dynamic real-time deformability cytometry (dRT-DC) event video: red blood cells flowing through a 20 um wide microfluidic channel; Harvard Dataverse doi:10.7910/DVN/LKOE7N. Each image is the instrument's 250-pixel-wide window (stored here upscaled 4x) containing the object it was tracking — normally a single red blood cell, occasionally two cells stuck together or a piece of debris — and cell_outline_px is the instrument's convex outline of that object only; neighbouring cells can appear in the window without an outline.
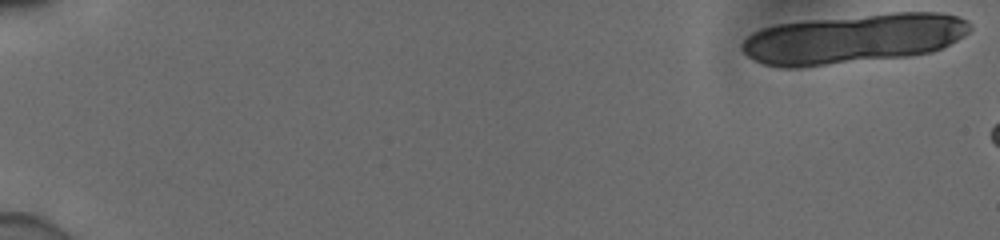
{"species": "human", "species_latin": "Homo sapiens", "temperature_condition": "cold", "stored_images_in_passage": 13, "camera_frame_rate_fps": 3000, "um_per_image_px": 0.085, "donor": {"sex": "male"}, "frame": {"image": 1, "passage_image": 1, "time_ms": 0.0, "image_size_px": [1000, 240], "cell_outline_px": [[972, 28], [964, 36], [944, 48], [932, 52], [912, 56], [800, 68], [780, 68], [764, 64], [748, 56], [740, 48], [740, 44], [752, 32], [760, 28], [776, 24], [804, 20], [892, 12], [940, 12], [956, 16], [968, 20]], "centroid_in_image_um": [72.55, 3.29], "position_along_channel_um": 12.5, "area_um2": 66.93}}